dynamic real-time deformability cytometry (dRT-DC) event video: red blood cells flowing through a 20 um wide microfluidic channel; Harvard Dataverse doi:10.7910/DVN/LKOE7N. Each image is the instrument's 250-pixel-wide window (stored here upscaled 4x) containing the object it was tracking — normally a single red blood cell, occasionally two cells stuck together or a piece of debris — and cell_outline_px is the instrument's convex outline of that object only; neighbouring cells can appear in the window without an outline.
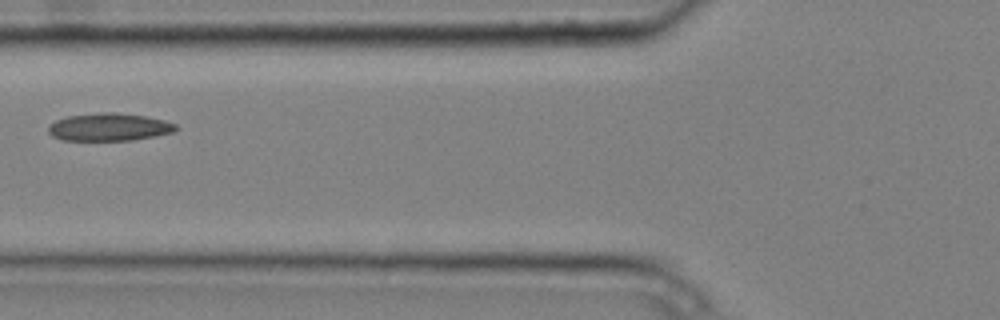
{"species": "common noctule bat (a hibernating species)", "species_latin": "Nyctalus noctula", "temperature_condition": "cold", "stored_images_in_passage": 6, "camera_frame_rate_fps": 3000, "um_per_image_px": 0.085, "animal": {"sex": "male", "body_mass_g": 20.4}, "frame": {"image": 1, "passage_image": 5, "time_ms": 1.333, "image_size_px": [1000, 320], "cell_outline_px": [[180, 128], [172, 132], [156, 136], [132, 140], [64, 140], [52, 136], [48, 132], [48, 124], [56, 120], [68, 116], [100, 112], [112, 112], [144, 116], [164, 120], [176, 124]], "centroid_in_image_um": [9.27, 10.8], "position_along_channel_um": 116.5, "area_um2": 20.58}}
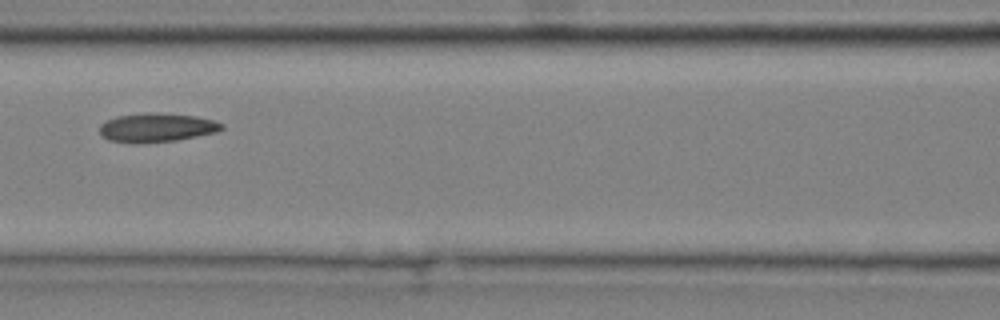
{"frame": {"image": 2, "passage_image": 6, "time_ms": 1.667, "image_size_px": [1000, 320], "cell_outline_px": [[224, 128], [216, 132], [176, 140], [140, 144], [128, 144], [108, 140], [100, 132], [100, 124], [116, 116], [148, 112], [196, 116], [212, 120], [224, 124]], "centroid_in_image_um": [13.29, 10.86], "position_along_channel_um": 153.3, "area_um2": 20.63}}